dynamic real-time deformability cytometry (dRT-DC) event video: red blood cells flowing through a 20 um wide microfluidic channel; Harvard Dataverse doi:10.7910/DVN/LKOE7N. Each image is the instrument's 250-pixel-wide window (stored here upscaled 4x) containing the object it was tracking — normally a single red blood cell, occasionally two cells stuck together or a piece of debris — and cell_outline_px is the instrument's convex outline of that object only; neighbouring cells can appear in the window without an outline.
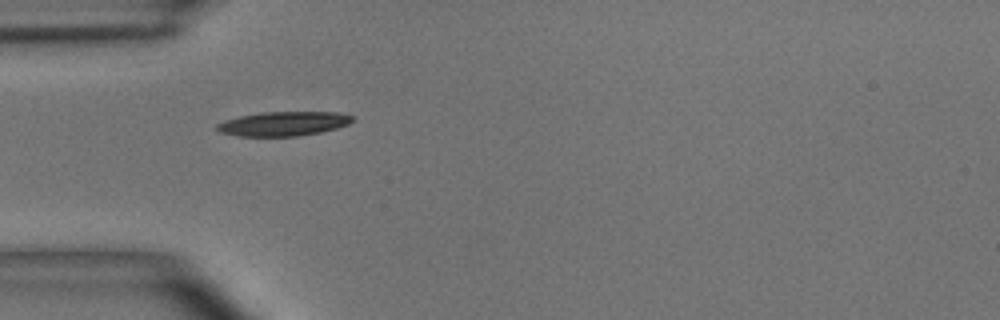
{"species": "common noctule bat (a hibernating species)", "species_latin": "Nyctalus noctula", "temperature_condition": "room temperature", "stored_images_in_passage": 5, "camera_frame_rate_fps": 3000, "um_per_image_px": 0.085, "animal": {"sex": "male", "body_mass_g": 15.6}, "frame": {"image": 1, "passage_image": 4, "time_ms": 3.667, "image_size_px": [1000, 320], "cell_outline_px": [[352, 120], [348, 124], [336, 128], [320, 132], [296, 136], [240, 136], [220, 132], [216, 128], [216, 124], [224, 120], [240, 116], [264, 112], [340, 112], [352, 116]], "centroid_in_image_um": [24.07, 10.51], "position_along_channel_um": 60.9, "area_um2": 19.02}}
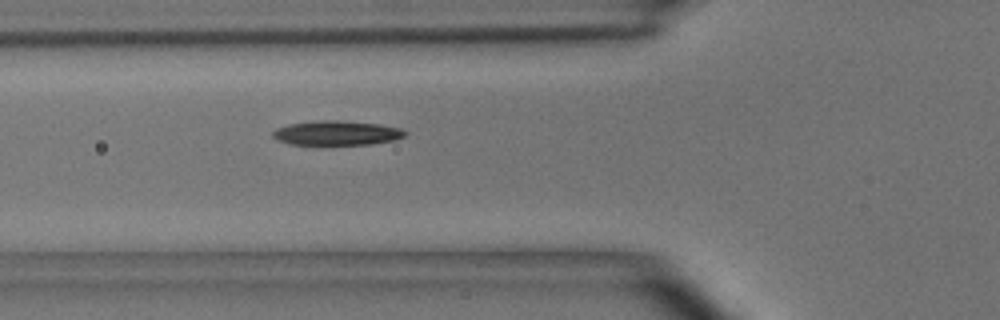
{"frame": {"image": 2, "passage_image": 5, "time_ms": 4.667, "image_size_px": [1000, 320], "cell_outline_px": [[408, 132], [404, 136], [396, 140], [372, 144], [292, 144], [276, 140], [272, 136], [272, 132], [276, 128], [288, 124], [316, 120], [336, 120], [380, 124], [400, 128]], "centroid_in_image_um": [28.62, 11.29], "position_along_channel_um": 97.2, "area_um2": 18.9}}